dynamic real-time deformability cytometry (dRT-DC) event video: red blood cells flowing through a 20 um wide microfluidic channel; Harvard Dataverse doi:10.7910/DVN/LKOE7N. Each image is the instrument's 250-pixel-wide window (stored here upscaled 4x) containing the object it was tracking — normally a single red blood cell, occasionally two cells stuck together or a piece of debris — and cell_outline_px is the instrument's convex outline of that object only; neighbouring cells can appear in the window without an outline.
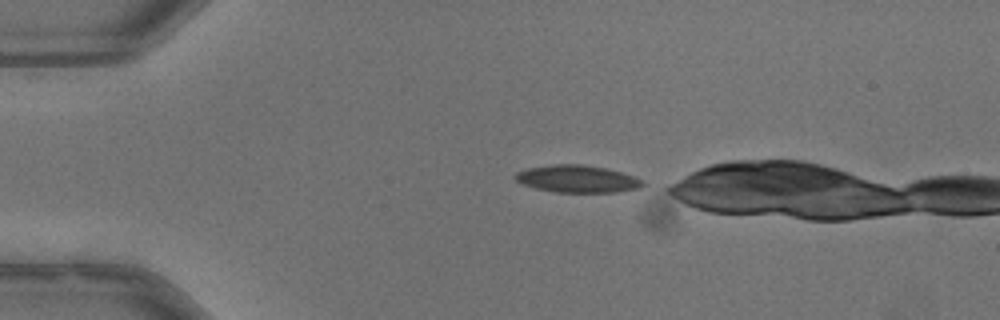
{"species": "common noctule bat (a hibernating species)", "species_latin": "Nyctalus noctula", "temperature_condition": "warm", "stored_images_in_passage": 5, "camera_frame_rate_fps": 3000, "um_per_image_px": 0.085, "animal": {"sex": "male", "body_mass_g": 13.3}, "frame": {"image": 1, "passage_image": 1, "time_ms": 0.0, "image_size_px": [1000, 320], "cell_outline_px": [[648, 184], [640, 188], [616, 192], [556, 192], [536, 188], [524, 184], [516, 180], [512, 176], [516, 172], [528, 168], [552, 164], [580, 164], [604, 168], [620, 172], [644, 180]], "centroid_in_image_um": [49.09, 15.21], "position_along_channel_um": 35.9, "area_um2": 20.23}}